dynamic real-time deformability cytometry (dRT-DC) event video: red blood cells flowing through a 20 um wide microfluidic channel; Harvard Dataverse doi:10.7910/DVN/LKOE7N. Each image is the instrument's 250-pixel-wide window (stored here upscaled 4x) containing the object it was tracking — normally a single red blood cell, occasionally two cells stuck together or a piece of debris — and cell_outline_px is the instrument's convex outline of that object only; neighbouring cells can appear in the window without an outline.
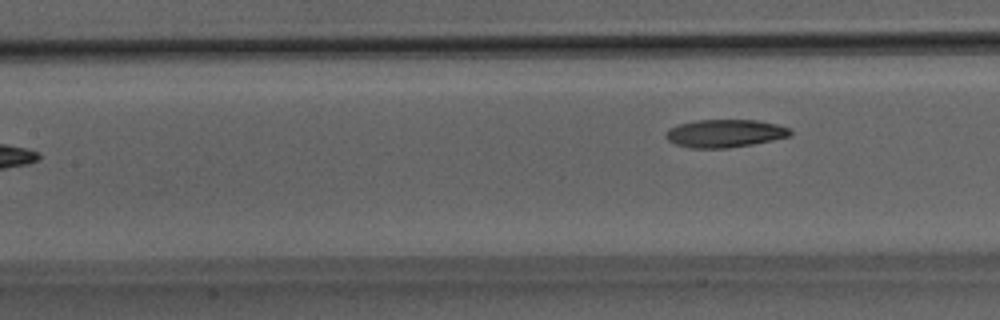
{"species": "Egyptian fruit bat (a non-hibernating species)", "species_latin": "Rousettus aegyptiacus", "temperature_condition": "room temperature", "stored_images_in_passage": 9, "camera_frame_rate_fps": 3000, "um_per_image_px": 0.085, "animal": {"sex": "male"}, "frame": {"image": 1, "passage_image": 9, "time_ms": 2.667, "image_size_px": [1000, 320], "cell_outline_px": [[792, 136], [752, 144], [728, 148], [688, 148], [676, 144], [668, 140], [664, 136], [668, 128], [680, 124], [696, 120], [756, 120], [776, 124], [788, 128], [792, 132]], "centroid_in_image_um": [61.6, 11.34], "position_along_channel_um": 145.8, "area_um2": 20.23}}